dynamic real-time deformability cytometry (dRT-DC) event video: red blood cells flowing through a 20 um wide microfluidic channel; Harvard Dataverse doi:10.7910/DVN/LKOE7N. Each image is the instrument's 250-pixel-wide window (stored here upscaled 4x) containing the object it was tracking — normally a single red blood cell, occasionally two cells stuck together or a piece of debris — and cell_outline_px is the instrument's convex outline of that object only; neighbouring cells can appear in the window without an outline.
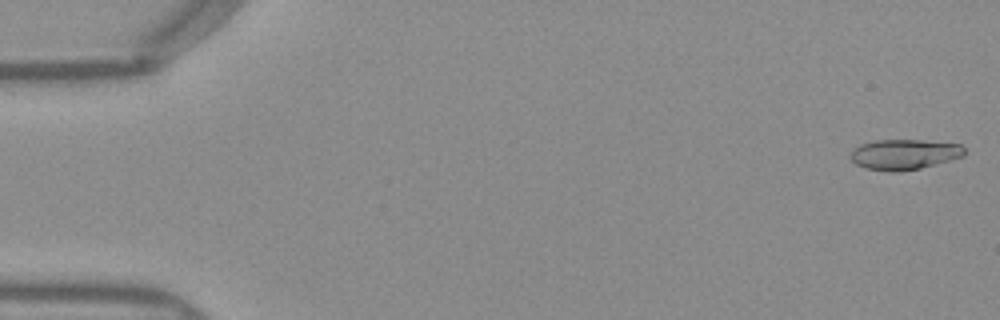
{"species": "Egyptian fruit bat (a non-hibernating species)", "species_latin": "Rousettus aegyptiacus", "temperature_condition": "warm", "stored_images_in_passage": 51, "camera_frame_rate_fps": 3000, "um_per_image_px": 0.085, "frame": {"image": 1, "passage_image": 1, "time_ms": 0.0, "image_size_px": [1000, 320], "cell_outline_px": [[964, 156], [920, 168], [896, 172], [888, 172], [864, 168], [856, 164], [848, 156], [860, 144], [872, 140], [924, 140], [960, 144], [964, 148]], "centroid_in_image_um": [76.83, 13.12], "position_along_channel_um": 8.2, "area_um2": 20.17}}
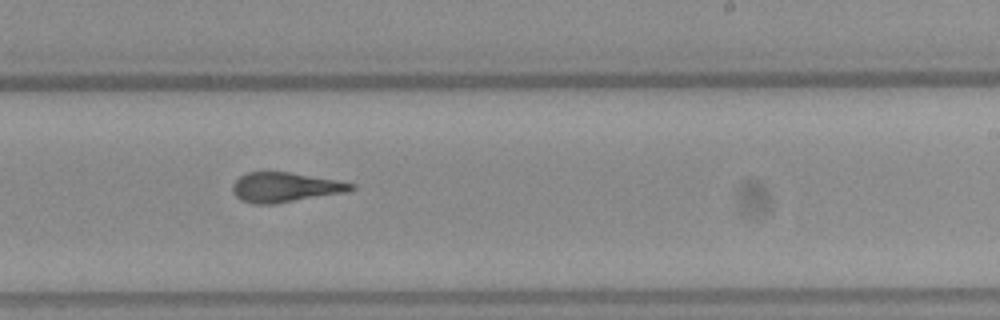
{"frame": {"image": 2, "passage_image": 31, "time_ms": 10.0, "image_size_px": [1000, 320], "cell_outline_px": [[356, 188], [348, 192], [272, 204], [252, 204], [240, 200], [232, 192], [232, 184], [240, 176], [248, 172], [288, 172], [336, 180], [356, 184]], "centroid_in_image_um": [24.22, 15.92], "position_along_channel_um": 264.8, "area_um2": 20.52}}
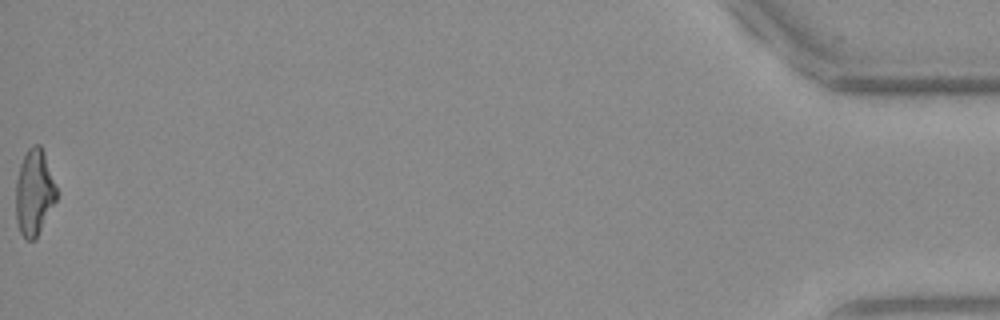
{"frame": {"image": 3, "passage_image": 51, "time_ms": 16.667, "image_size_px": [1000, 320], "cell_outline_px": [[56, 200], [36, 240], [24, 240], [20, 232], [16, 220], [16, 180], [20, 164], [28, 148], [32, 144], [40, 144], [44, 152], [56, 188]], "centroid_in_image_um": [2.89, 16.39], "position_along_channel_um": 432.3, "area_um2": 20.4}, "authors_computed_cell_mechanics": {"area_um2": 20.519, "velocity_mm_per_s": 4.0112, "shape_relaxation_time_tau1_ms": 11.3751, "shape_relaxation_time_tau2_ms": 2.1336, "deformation_change_tau1": 0.3362, "deformation_change_tau2": 0.1244}}